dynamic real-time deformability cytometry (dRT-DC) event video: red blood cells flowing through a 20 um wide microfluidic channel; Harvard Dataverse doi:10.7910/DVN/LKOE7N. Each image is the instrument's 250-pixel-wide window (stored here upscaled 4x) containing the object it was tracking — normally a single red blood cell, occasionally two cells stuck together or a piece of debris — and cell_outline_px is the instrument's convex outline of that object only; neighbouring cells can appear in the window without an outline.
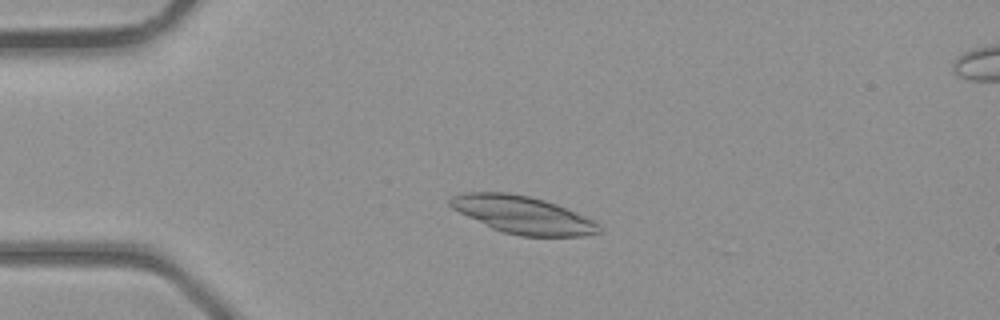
{"species": "common noctule bat (a hibernating species)", "species_latin": "Nyctalus noctula", "temperature_condition": "room temperature", "stored_images_in_passage": 24, "camera_frame_rate_fps": 3000, "um_per_image_px": 0.085, "animal": {"sex": "male", "body_mass_g": 23.1, "forearm_length_mm": 52.7}, "frame": {"image": 1, "passage_image": 8, "time_ms": 2.333, "image_size_px": [1000, 320], "cell_outline_px": [[600, 232], [584, 236], [520, 236], [504, 232], [492, 228], [452, 208], [448, 204], [448, 200], [452, 196], [464, 192], [508, 192], [528, 196], [544, 200], [556, 204], [584, 216], [592, 220], [600, 228]], "centroid_in_image_um": [44.4, 18.25], "position_along_channel_um": 40.6, "area_um2": 32.08}}
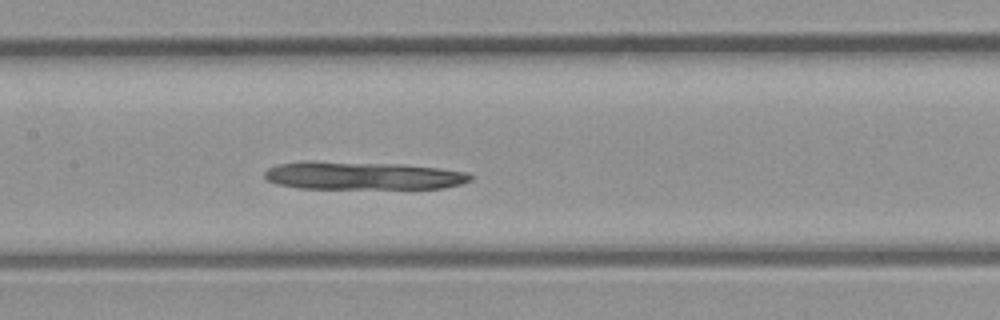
{"frame": {"image": 2, "passage_image": 18, "time_ms": 5.667, "image_size_px": [1000, 320], "cell_outline_px": [[472, 180], [460, 184], [444, 188], [296, 188], [276, 184], [268, 180], [264, 176], [264, 172], [268, 168], [276, 164], [308, 160], [312, 160], [404, 164], [468, 172], [472, 176]], "centroid_in_image_um": [30.77, 14.91], "position_along_channel_um": 176.6, "area_um2": 33.87}}